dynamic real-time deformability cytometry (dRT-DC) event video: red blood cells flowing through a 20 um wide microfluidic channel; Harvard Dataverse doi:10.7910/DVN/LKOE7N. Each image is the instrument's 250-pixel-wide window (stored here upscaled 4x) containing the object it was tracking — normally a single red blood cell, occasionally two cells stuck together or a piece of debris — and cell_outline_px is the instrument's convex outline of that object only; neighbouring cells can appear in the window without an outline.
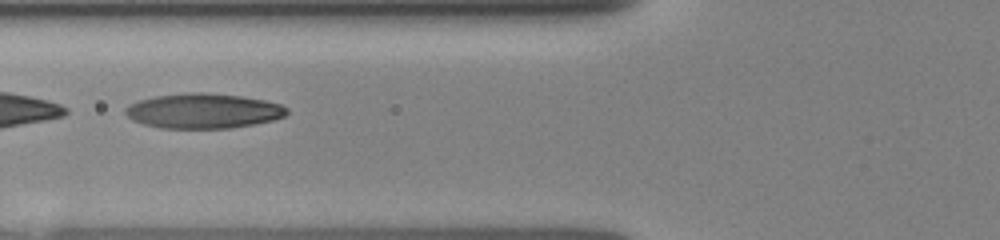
{"species": "human", "species_latin": "Homo sapiens", "temperature_condition": "room temperature", "stored_images_in_passage": 21, "camera_frame_rate_fps": 3000, "um_per_image_px": 0.085, "donor": {"sex": "female"}, "frame": {"image": 1, "passage_image": 4, "time_ms": 2.333, "image_size_px": [1000, 240], "cell_outline_px": [[288, 112], [284, 116], [272, 120], [232, 128], [160, 128], [144, 124], [132, 120], [124, 112], [124, 108], [128, 104], [140, 100], [156, 96], [184, 92], [204, 92], [240, 96], [264, 100], [280, 104], [288, 108]], "centroid_in_image_um": [17.25, 9.42], "position_along_channel_um": 108.6, "area_um2": 32.89}}
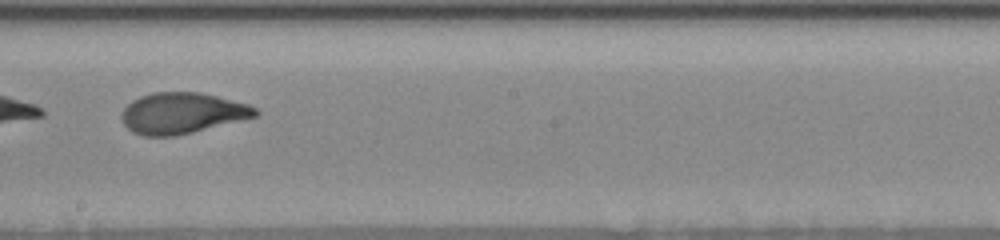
{"frame": {"image": 2, "passage_image": 10, "time_ms": 5.333, "image_size_px": [1000, 240], "cell_outline_px": [[260, 112], [256, 116], [192, 132], [172, 136], [144, 136], [132, 132], [124, 124], [120, 116], [124, 108], [132, 100], [140, 96], [152, 92], [200, 92], [248, 104], [256, 108]], "centroid_in_image_um": [15.44, 9.61], "position_along_channel_um": 232.8, "area_um2": 31.73}}
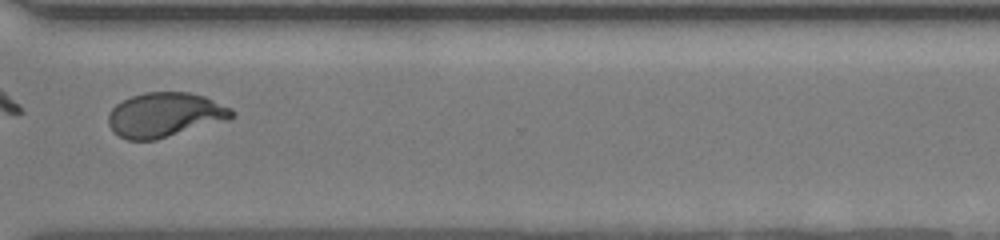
{"frame": {"image": 3, "passage_image": 16, "time_ms": 8.333, "image_size_px": [1000, 240], "cell_outline_px": [[236, 116], [228, 120], [156, 140], [128, 140], [112, 132], [108, 124], [108, 116], [112, 108], [116, 104], [132, 96], [144, 92], [188, 92], [204, 96], [232, 108], [236, 112]], "centroid_in_image_um": [14.04, 9.77], "position_along_channel_um": 356.6, "area_um2": 32.25}}